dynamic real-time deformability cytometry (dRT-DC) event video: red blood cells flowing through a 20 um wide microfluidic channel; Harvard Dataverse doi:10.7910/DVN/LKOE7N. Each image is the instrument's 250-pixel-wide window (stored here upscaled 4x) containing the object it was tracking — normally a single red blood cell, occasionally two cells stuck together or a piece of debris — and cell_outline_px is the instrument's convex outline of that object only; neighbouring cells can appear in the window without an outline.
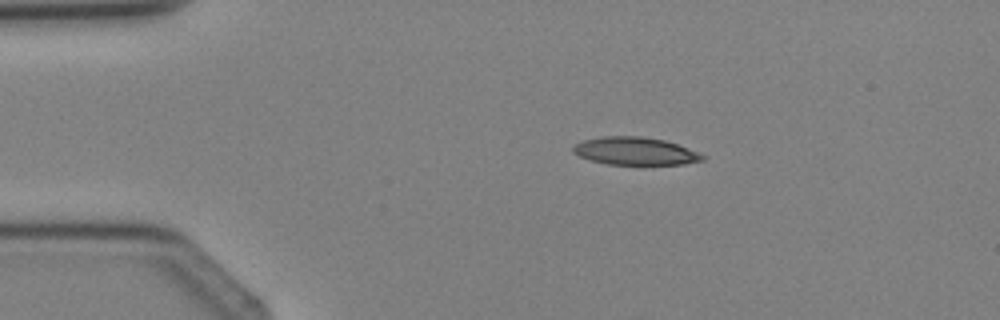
{"species": "Egyptian fruit bat (a non-hibernating species)", "species_latin": "Rousettus aegyptiacus", "temperature_condition": "cold", "stored_images_in_passage": 3, "camera_frame_rate_fps": 3000, "um_per_image_px": 0.085, "animal": {"sex": "female"}, "frame": {"image": 1, "passage_image": 2, "time_ms": 1.0, "image_size_px": [1000, 320], "cell_outline_px": [[704, 160], [684, 164], [608, 164], [592, 160], [580, 156], [572, 152], [572, 148], [580, 140], [604, 136], [640, 136], [664, 140], [688, 148], [704, 156]], "centroid_in_image_um": [53.95, 12.83], "position_along_channel_um": 31.1, "area_um2": 20.69}}